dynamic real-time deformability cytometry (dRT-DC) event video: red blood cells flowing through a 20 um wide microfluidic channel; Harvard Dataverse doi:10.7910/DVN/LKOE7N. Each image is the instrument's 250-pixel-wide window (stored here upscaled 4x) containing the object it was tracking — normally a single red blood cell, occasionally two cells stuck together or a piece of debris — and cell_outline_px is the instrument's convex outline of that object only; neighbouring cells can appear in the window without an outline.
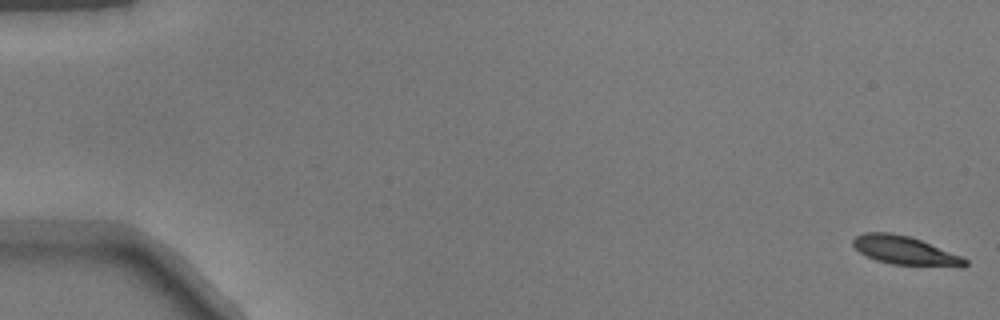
{"species": "common noctule bat (a hibernating species)", "species_latin": "Nyctalus noctula", "temperature_condition": "warm", "stored_images_in_passage": 51, "camera_frame_rate_fps": 3000, "um_per_image_px": 0.085, "animal": {"sex": "male", "body_mass_g": 17.9}, "frame": {"image": 1, "passage_image": 1, "time_ms": 0.0, "image_size_px": [1000, 320], "cell_outline_px": [[968, 264], [964, 268], [960, 268], [892, 264], [876, 260], [860, 252], [852, 244], [852, 240], [856, 236], [864, 232], [892, 232], [908, 236], [920, 240], [964, 256], [968, 260]], "centroid_in_image_um": [77.01, 21.31], "position_along_channel_um": 8.0, "area_um2": 19.02}}
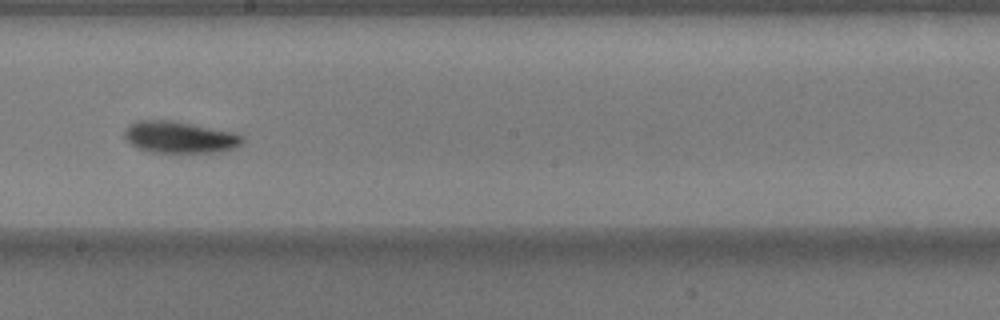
{"frame": {"image": 2, "passage_image": 30, "time_ms": 9.667, "image_size_px": [1000, 320], "cell_outline_px": [[244, 140], [240, 144], [232, 148], [220, 152], [152, 152], [136, 148], [124, 136], [124, 128], [128, 124], [136, 120], [172, 120], [232, 132], [244, 136]], "centroid_in_image_um": [15.22, 11.65], "position_along_channel_um": 233.0, "area_um2": 21.73}}
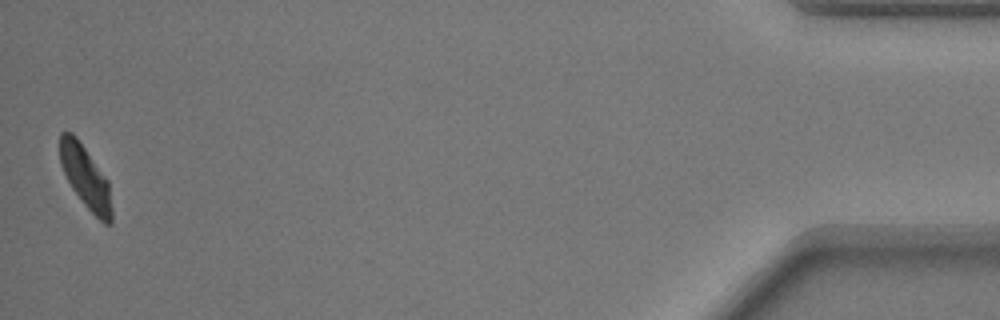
{"frame": {"image": 3, "passage_image": 51, "time_ms": 16.667, "image_size_px": [1000, 320], "cell_outline_px": [[112, 224], [104, 224], [84, 204], [72, 188], [60, 164], [60, 132], [72, 132], [76, 136], [108, 180], [112, 208]], "centroid_in_image_um": [7.28, 15.06], "position_along_channel_um": 427.9, "area_um2": 18.67}}